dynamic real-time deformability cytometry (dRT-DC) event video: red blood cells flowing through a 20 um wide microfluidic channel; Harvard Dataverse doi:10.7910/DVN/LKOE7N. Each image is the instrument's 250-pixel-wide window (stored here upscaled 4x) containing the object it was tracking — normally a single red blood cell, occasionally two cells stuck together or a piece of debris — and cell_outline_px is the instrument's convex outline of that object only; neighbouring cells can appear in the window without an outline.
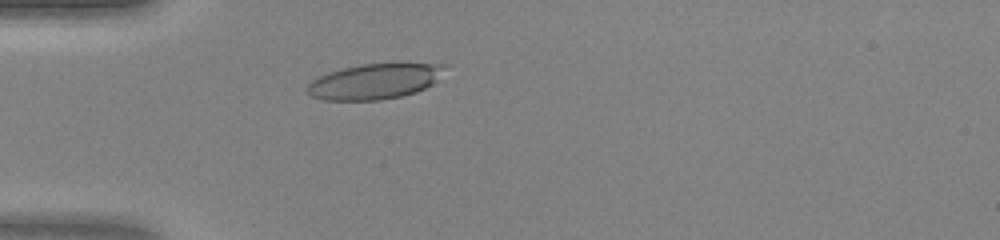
{"species": "human", "species_latin": "Homo sapiens", "temperature_condition": "warm", "stored_images_in_passage": 35, "camera_frame_rate_fps": 3000, "um_per_image_px": 0.085, "donor": {"sex": "female"}, "frame": {"image": 1, "passage_image": 2, "time_ms": 0.333, "image_size_px": [1000, 240], "cell_outline_px": [[448, 64], [436, 80], [432, 84], [416, 92], [400, 96], [380, 100], [324, 100], [312, 96], [304, 92], [304, 88], [312, 80], [328, 72], [360, 64]], "centroid_in_image_um": [31.78, 6.93], "position_along_channel_um": 53.2, "area_um2": 28.15}}
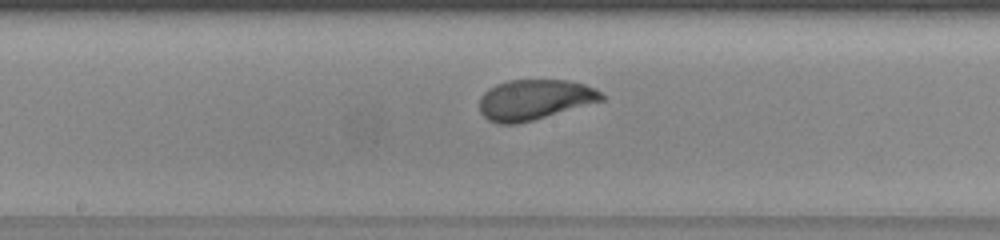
{"frame": {"image": 2, "passage_image": 13, "time_ms": 4.0, "image_size_px": [1000, 240], "cell_outline_px": [[604, 100], [532, 120], [516, 124], [496, 124], [488, 120], [480, 112], [480, 96], [488, 88], [496, 84], [508, 80], [568, 80], [584, 84], [596, 88], [604, 96]], "centroid_in_image_um": [45.41, 8.46], "position_along_channel_um": 202.8, "area_um2": 28.67}}
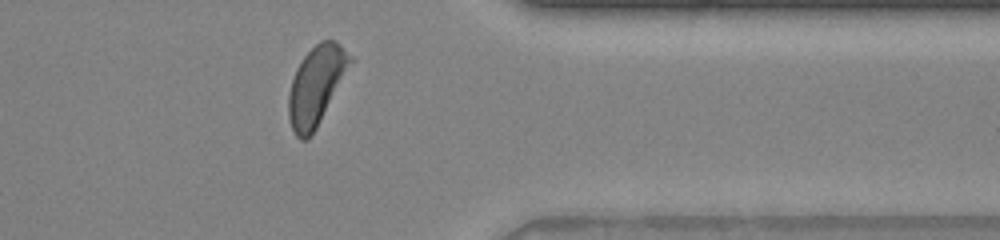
{"frame": {"image": 3, "passage_image": 26, "time_ms": 8.333, "image_size_px": [1000, 240], "cell_outline_px": [[356, 60], [312, 136], [308, 140], [300, 140], [296, 136], [292, 128], [288, 116], [288, 92], [296, 68], [304, 56], [320, 40], [336, 40]], "centroid_in_image_um": [26.92, 7.28], "position_along_channel_um": 384.5, "area_um2": 28.96}}